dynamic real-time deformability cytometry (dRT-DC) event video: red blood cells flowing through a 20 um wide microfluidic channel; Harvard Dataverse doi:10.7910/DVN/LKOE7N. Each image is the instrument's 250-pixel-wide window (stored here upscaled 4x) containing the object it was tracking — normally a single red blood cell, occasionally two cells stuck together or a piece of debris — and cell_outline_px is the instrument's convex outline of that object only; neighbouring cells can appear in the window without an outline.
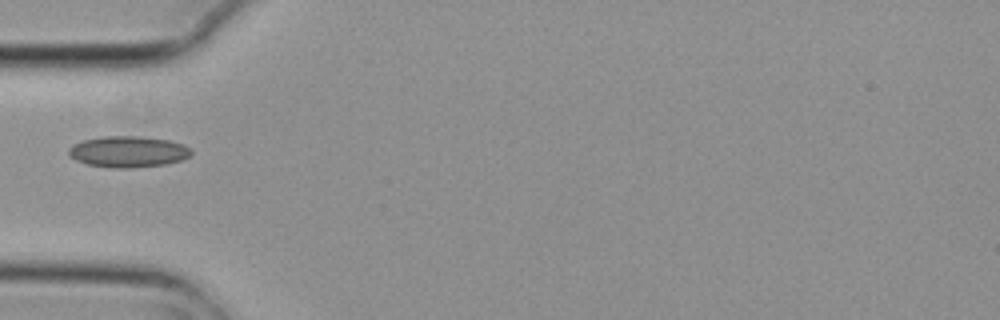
{"species": "common noctule bat (a hibernating species)", "species_latin": "Nyctalus noctula", "temperature_condition": "cold", "stored_images_in_passage": 4, "camera_frame_rate_fps": 3000, "um_per_image_px": 0.085, "animal": {"sex": "female", "body_mass_g": 29.2, "forearm_length_mm": 56.3}, "frame": {"image": 1, "passage_image": 3, "time_ms": 0.667, "image_size_px": [1000, 320], "cell_outline_px": [[192, 152], [188, 156], [180, 160], [164, 164], [128, 168], [112, 168], [88, 164], [76, 160], [68, 156], [68, 148], [72, 144], [84, 140], [104, 136], [136, 136], [168, 140], [184, 144]], "centroid_in_image_um": [10.84, 12.89], "position_along_channel_um": 74.2, "area_um2": 22.08}}
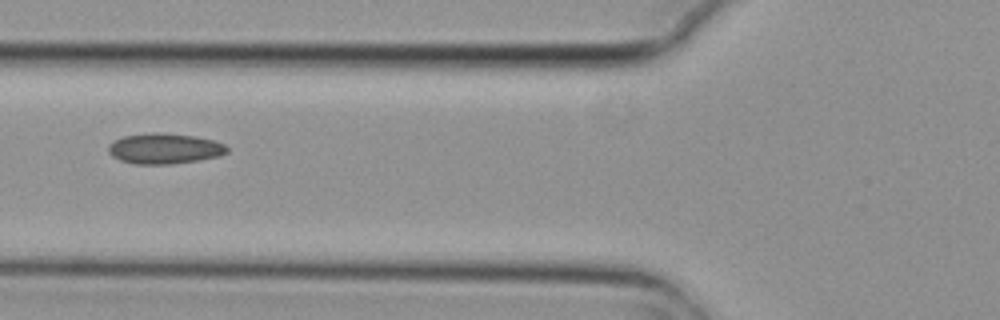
{"frame": {"image": 2, "passage_image": 4, "time_ms": 1.0, "image_size_px": [1000, 320], "cell_outline_px": [[228, 152], [220, 156], [172, 164], [132, 164], [120, 160], [112, 156], [108, 152], [108, 144], [124, 136], [196, 136], [212, 140], [224, 144], [228, 148]], "centroid_in_image_um": [14.0, 12.69], "position_along_channel_um": 111.8, "area_um2": 20.0}}